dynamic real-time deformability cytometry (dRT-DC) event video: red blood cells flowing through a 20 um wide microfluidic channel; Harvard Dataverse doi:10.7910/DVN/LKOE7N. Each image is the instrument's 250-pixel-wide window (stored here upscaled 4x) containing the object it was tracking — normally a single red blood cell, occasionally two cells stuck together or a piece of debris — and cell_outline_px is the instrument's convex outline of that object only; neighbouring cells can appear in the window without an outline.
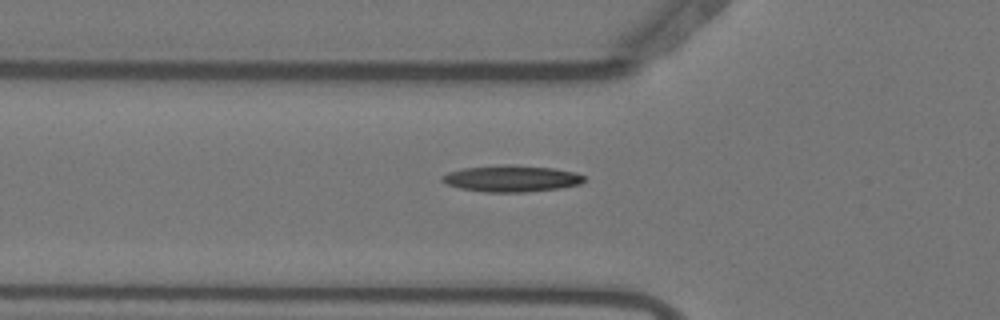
{"species": "Egyptian fruit bat (a non-hibernating species)", "species_latin": "Rousettus aegyptiacus", "temperature_condition": "warm", "stored_images_in_passage": 35, "camera_frame_rate_fps": 3000, "um_per_image_px": 0.085, "animal": {"sex": "female"}, "frame": {"image": 1, "passage_image": 2, "time_ms": 0.333, "image_size_px": [1000, 320], "cell_outline_px": [[584, 180], [580, 184], [560, 188], [528, 192], [484, 192], [460, 188], [448, 184], [440, 180], [440, 176], [448, 172], [464, 168], [504, 164], [508, 164], [552, 168], [576, 172], [584, 176]], "centroid_in_image_um": [43.46, 15.17], "position_along_channel_um": 82.3, "area_um2": 21.96}}
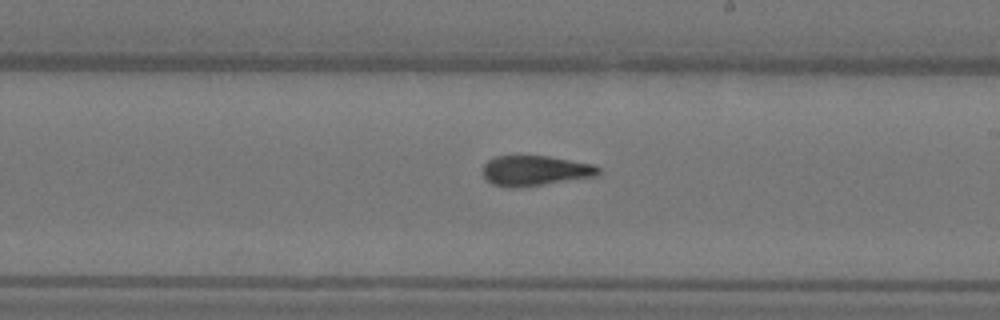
{"frame": {"image": 2, "passage_image": 15, "time_ms": 4.667, "image_size_px": [1000, 320], "cell_outline_px": [[600, 172], [596, 176], [520, 188], [508, 188], [492, 184], [484, 176], [484, 164], [488, 160], [496, 156], [548, 156], [596, 164], [600, 168]], "centroid_in_image_um": [45.51, 14.51], "position_along_channel_um": 243.5, "area_um2": 20.46}}
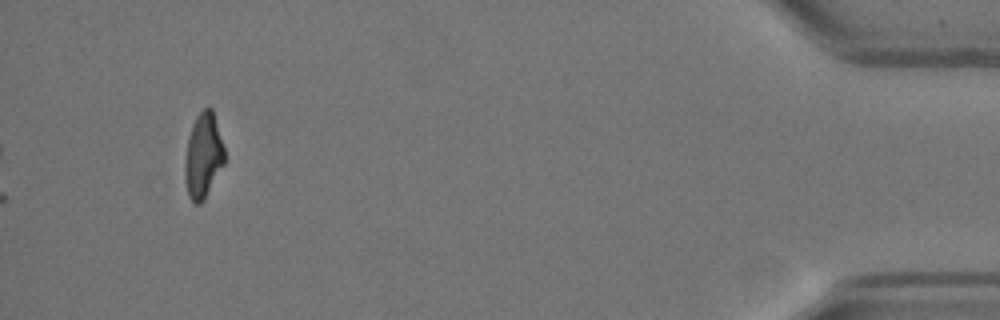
{"frame": {"image": 3, "passage_image": 35, "time_ms": 11.333, "image_size_px": [1000, 320], "cell_outline_px": [[224, 164], [204, 200], [200, 204], [196, 204], [188, 196], [184, 180], [184, 160], [188, 140], [192, 124], [196, 116], [208, 104], [212, 108], [224, 148]], "centroid_in_image_um": [17.26, 13.24], "position_along_channel_um": 417.9, "area_um2": 19.71}, "authors_computed_cell_mechanics": {"area_um2": 20.4612, "velocity_mm_per_s": 3.7027, "shape_relaxation_time_tau1_ms": 10.9661, "shape_relaxation_time_tau2_ms": 2.0543, "deformation_change_tau1": 0.2847, "deformation_change_tau2": 0.1043}}